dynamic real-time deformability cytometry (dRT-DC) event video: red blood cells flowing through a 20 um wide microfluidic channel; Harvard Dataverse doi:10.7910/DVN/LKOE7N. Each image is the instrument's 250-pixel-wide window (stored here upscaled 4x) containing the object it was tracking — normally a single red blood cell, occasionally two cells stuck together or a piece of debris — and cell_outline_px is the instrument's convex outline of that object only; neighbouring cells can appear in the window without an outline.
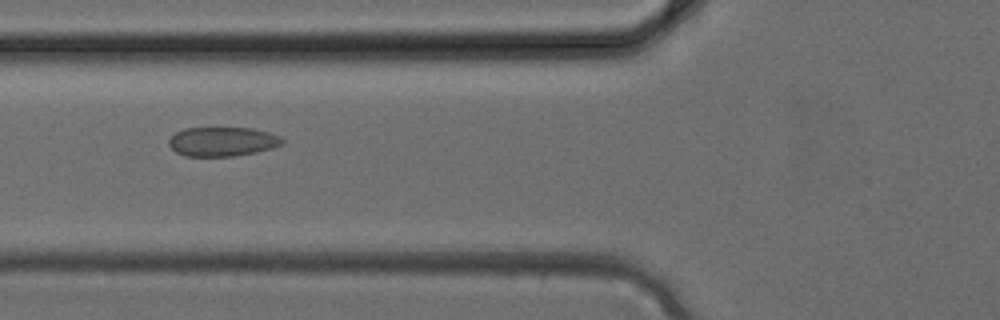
{"species": "common noctule bat (a hibernating species)", "species_latin": "Nyctalus noctula", "temperature_condition": "cold", "stored_images_in_passage": 5, "camera_frame_rate_fps": 3000, "um_per_image_px": 0.085, "animal": {"sex": "female", "body_mass_g": 24.6, "forearm_length_mm": 56.2}, "frame": {"image": 1, "passage_image": 5, "time_ms": 1.333, "image_size_px": [1000, 320], "cell_outline_px": [[284, 144], [272, 148], [256, 152], [232, 156], [184, 156], [176, 152], [168, 144], [168, 140], [176, 132], [184, 128], [252, 128], [268, 132], [280, 136], [284, 140]], "centroid_in_image_um": [18.91, 12.03], "position_along_channel_um": 106.9, "area_um2": 19.36}}